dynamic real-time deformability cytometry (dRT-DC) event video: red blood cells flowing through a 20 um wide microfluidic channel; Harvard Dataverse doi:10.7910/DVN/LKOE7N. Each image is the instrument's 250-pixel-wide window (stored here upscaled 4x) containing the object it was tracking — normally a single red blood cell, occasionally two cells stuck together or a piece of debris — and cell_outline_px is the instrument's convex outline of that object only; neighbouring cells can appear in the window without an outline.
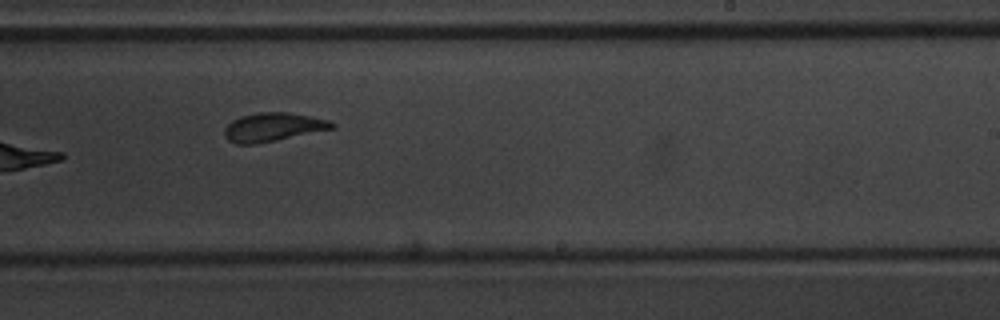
{"species": "common noctule bat (a hibernating species)", "species_latin": "Nyctalus noctula", "temperature_condition": "warm", "stored_images_in_passage": 12, "camera_frame_rate_fps": 3000, "um_per_image_px": 0.085, "animal": {"sex": "male", "body_mass_g": 20.1, "forearm_length_mm": 53.5}, "frame": {"image": 1, "passage_image": 10, "time_ms": 11.333, "image_size_px": [1000, 320], "cell_outline_px": [[336, 128], [256, 144], [236, 144], [228, 140], [224, 136], [224, 128], [232, 120], [240, 116], [260, 112], [288, 112], [328, 120], [336, 124]], "centroid_in_image_um": [23.19, 10.8], "position_along_channel_um": 265.8, "area_um2": 17.92}}